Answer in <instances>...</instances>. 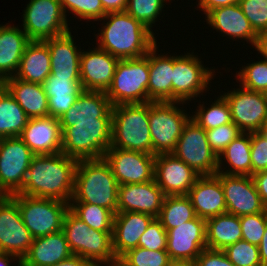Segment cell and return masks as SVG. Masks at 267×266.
Here are the masks:
<instances>
[{"label": "cell", "mask_w": 267, "mask_h": 266, "mask_svg": "<svg viewBox=\"0 0 267 266\" xmlns=\"http://www.w3.org/2000/svg\"><path fill=\"white\" fill-rule=\"evenodd\" d=\"M61 152L81 159H100L111 146L112 105L105 92L83 90L59 118Z\"/></svg>", "instance_id": "6da1fadb"}, {"label": "cell", "mask_w": 267, "mask_h": 266, "mask_svg": "<svg viewBox=\"0 0 267 266\" xmlns=\"http://www.w3.org/2000/svg\"><path fill=\"white\" fill-rule=\"evenodd\" d=\"M78 160L60 152L34 155L17 194L51 198L70 204Z\"/></svg>", "instance_id": "7a4b0ae2"}, {"label": "cell", "mask_w": 267, "mask_h": 266, "mask_svg": "<svg viewBox=\"0 0 267 266\" xmlns=\"http://www.w3.org/2000/svg\"><path fill=\"white\" fill-rule=\"evenodd\" d=\"M99 21L94 44L119 59L143 57L157 43V36L126 11L107 13Z\"/></svg>", "instance_id": "3957f363"}, {"label": "cell", "mask_w": 267, "mask_h": 266, "mask_svg": "<svg viewBox=\"0 0 267 266\" xmlns=\"http://www.w3.org/2000/svg\"><path fill=\"white\" fill-rule=\"evenodd\" d=\"M119 184L104 158L78 160L70 203H90L117 213Z\"/></svg>", "instance_id": "277c9868"}, {"label": "cell", "mask_w": 267, "mask_h": 266, "mask_svg": "<svg viewBox=\"0 0 267 266\" xmlns=\"http://www.w3.org/2000/svg\"><path fill=\"white\" fill-rule=\"evenodd\" d=\"M110 148L153 154L149 125V102L112 106Z\"/></svg>", "instance_id": "5b68a950"}, {"label": "cell", "mask_w": 267, "mask_h": 266, "mask_svg": "<svg viewBox=\"0 0 267 266\" xmlns=\"http://www.w3.org/2000/svg\"><path fill=\"white\" fill-rule=\"evenodd\" d=\"M63 232L74 255L91 261L95 266H117L112 249V232L90 228L70 209L63 219Z\"/></svg>", "instance_id": "8992f818"}, {"label": "cell", "mask_w": 267, "mask_h": 266, "mask_svg": "<svg viewBox=\"0 0 267 266\" xmlns=\"http://www.w3.org/2000/svg\"><path fill=\"white\" fill-rule=\"evenodd\" d=\"M148 53L140 58L120 59L109 89L105 92L111 105L148 102Z\"/></svg>", "instance_id": "52a82bcc"}, {"label": "cell", "mask_w": 267, "mask_h": 266, "mask_svg": "<svg viewBox=\"0 0 267 266\" xmlns=\"http://www.w3.org/2000/svg\"><path fill=\"white\" fill-rule=\"evenodd\" d=\"M183 102H149V125L153 155L172 153L184 126L191 119ZM179 105V106H178ZM182 106V107H181Z\"/></svg>", "instance_id": "ba28073f"}, {"label": "cell", "mask_w": 267, "mask_h": 266, "mask_svg": "<svg viewBox=\"0 0 267 266\" xmlns=\"http://www.w3.org/2000/svg\"><path fill=\"white\" fill-rule=\"evenodd\" d=\"M200 56L192 52L173 54L172 102L189 103L203 97L210 90V81L214 80V70L203 65ZM201 94V95H200Z\"/></svg>", "instance_id": "9c48e42d"}, {"label": "cell", "mask_w": 267, "mask_h": 266, "mask_svg": "<svg viewBox=\"0 0 267 266\" xmlns=\"http://www.w3.org/2000/svg\"><path fill=\"white\" fill-rule=\"evenodd\" d=\"M11 197L18 203L23 223L33 238L62 230L69 203L51 198H37L23 194Z\"/></svg>", "instance_id": "30bf717a"}, {"label": "cell", "mask_w": 267, "mask_h": 266, "mask_svg": "<svg viewBox=\"0 0 267 266\" xmlns=\"http://www.w3.org/2000/svg\"><path fill=\"white\" fill-rule=\"evenodd\" d=\"M22 17L21 28L31 41H44L71 31L59 0H30Z\"/></svg>", "instance_id": "8fae6325"}, {"label": "cell", "mask_w": 267, "mask_h": 266, "mask_svg": "<svg viewBox=\"0 0 267 266\" xmlns=\"http://www.w3.org/2000/svg\"><path fill=\"white\" fill-rule=\"evenodd\" d=\"M172 154L200 176L215 175L218 171V156L208 143L206 130L192 119L184 126Z\"/></svg>", "instance_id": "7c38bea8"}, {"label": "cell", "mask_w": 267, "mask_h": 266, "mask_svg": "<svg viewBox=\"0 0 267 266\" xmlns=\"http://www.w3.org/2000/svg\"><path fill=\"white\" fill-rule=\"evenodd\" d=\"M35 154L20 137L0 139V196L17 194Z\"/></svg>", "instance_id": "4fadbf2b"}, {"label": "cell", "mask_w": 267, "mask_h": 266, "mask_svg": "<svg viewBox=\"0 0 267 266\" xmlns=\"http://www.w3.org/2000/svg\"><path fill=\"white\" fill-rule=\"evenodd\" d=\"M227 100L232 122L243 132H258L267 123V93L232 88L222 93Z\"/></svg>", "instance_id": "5bb4252c"}, {"label": "cell", "mask_w": 267, "mask_h": 266, "mask_svg": "<svg viewBox=\"0 0 267 266\" xmlns=\"http://www.w3.org/2000/svg\"><path fill=\"white\" fill-rule=\"evenodd\" d=\"M103 158L119 185L154 180L155 155L120 148H109Z\"/></svg>", "instance_id": "9a60e30c"}, {"label": "cell", "mask_w": 267, "mask_h": 266, "mask_svg": "<svg viewBox=\"0 0 267 266\" xmlns=\"http://www.w3.org/2000/svg\"><path fill=\"white\" fill-rule=\"evenodd\" d=\"M33 237L23 223L18 203L11 196H0V252L20 260L29 251Z\"/></svg>", "instance_id": "2e32d148"}, {"label": "cell", "mask_w": 267, "mask_h": 266, "mask_svg": "<svg viewBox=\"0 0 267 266\" xmlns=\"http://www.w3.org/2000/svg\"><path fill=\"white\" fill-rule=\"evenodd\" d=\"M224 190L227 213L238 217L264 212L267 207L262 203L252 176L215 174Z\"/></svg>", "instance_id": "e0dca14e"}, {"label": "cell", "mask_w": 267, "mask_h": 266, "mask_svg": "<svg viewBox=\"0 0 267 266\" xmlns=\"http://www.w3.org/2000/svg\"><path fill=\"white\" fill-rule=\"evenodd\" d=\"M206 248V219L196 216L178 227L167 230L166 251L171 260L195 262Z\"/></svg>", "instance_id": "ac0fdd59"}, {"label": "cell", "mask_w": 267, "mask_h": 266, "mask_svg": "<svg viewBox=\"0 0 267 266\" xmlns=\"http://www.w3.org/2000/svg\"><path fill=\"white\" fill-rule=\"evenodd\" d=\"M199 177L172 153L155 155L154 180L165 196L187 195Z\"/></svg>", "instance_id": "d6986e66"}, {"label": "cell", "mask_w": 267, "mask_h": 266, "mask_svg": "<svg viewBox=\"0 0 267 266\" xmlns=\"http://www.w3.org/2000/svg\"><path fill=\"white\" fill-rule=\"evenodd\" d=\"M119 58L93 45L80 56V81L83 90L106 92L112 82Z\"/></svg>", "instance_id": "ffe728a7"}, {"label": "cell", "mask_w": 267, "mask_h": 266, "mask_svg": "<svg viewBox=\"0 0 267 266\" xmlns=\"http://www.w3.org/2000/svg\"><path fill=\"white\" fill-rule=\"evenodd\" d=\"M165 194L155 180L119 185L117 213L139 212L158 218Z\"/></svg>", "instance_id": "44dd1931"}, {"label": "cell", "mask_w": 267, "mask_h": 266, "mask_svg": "<svg viewBox=\"0 0 267 266\" xmlns=\"http://www.w3.org/2000/svg\"><path fill=\"white\" fill-rule=\"evenodd\" d=\"M204 22L209 27L219 32V35L227 36L230 40H244L255 47L258 34L254 31L249 20L245 17L239 4L214 8L205 16ZM221 32V33H220ZM238 39V40H237Z\"/></svg>", "instance_id": "7402d4cb"}, {"label": "cell", "mask_w": 267, "mask_h": 266, "mask_svg": "<svg viewBox=\"0 0 267 266\" xmlns=\"http://www.w3.org/2000/svg\"><path fill=\"white\" fill-rule=\"evenodd\" d=\"M19 137L35 155L61 152L62 131L59 119L54 117L29 119Z\"/></svg>", "instance_id": "603a6c76"}, {"label": "cell", "mask_w": 267, "mask_h": 266, "mask_svg": "<svg viewBox=\"0 0 267 266\" xmlns=\"http://www.w3.org/2000/svg\"><path fill=\"white\" fill-rule=\"evenodd\" d=\"M154 219L139 212L116 213L113 220L112 249L117 260L139 246V239Z\"/></svg>", "instance_id": "cb8c5ba5"}, {"label": "cell", "mask_w": 267, "mask_h": 266, "mask_svg": "<svg viewBox=\"0 0 267 266\" xmlns=\"http://www.w3.org/2000/svg\"><path fill=\"white\" fill-rule=\"evenodd\" d=\"M187 196L199 218L208 219L227 213L224 190L216 175L200 176Z\"/></svg>", "instance_id": "d4e9b609"}, {"label": "cell", "mask_w": 267, "mask_h": 266, "mask_svg": "<svg viewBox=\"0 0 267 266\" xmlns=\"http://www.w3.org/2000/svg\"><path fill=\"white\" fill-rule=\"evenodd\" d=\"M159 51L156 43L148 52V102H172L173 54Z\"/></svg>", "instance_id": "484cf974"}, {"label": "cell", "mask_w": 267, "mask_h": 266, "mask_svg": "<svg viewBox=\"0 0 267 266\" xmlns=\"http://www.w3.org/2000/svg\"><path fill=\"white\" fill-rule=\"evenodd\" d=\"M71 31L49 38L43 42L48 46L51 59V73L56 77H80V56L82 49L74 42Z\"/></svg>", "instance_id": "4316f807"}, {"label": "cell", "mask_w": 267, "mask_h": 266, "mask_svg": "<svg viewBox=\"0 0 267 266\" xmlns=\"http://www.w3.org/2000/svg\"><path fill=\"white\" fill-rule=\"evenodd\" d=\"M63 230L33 238L31 247L21 260V266H51L72 256Z\"/></svg>", "instance_id": "83f0119b"}, {"label": "cell", "mask_w": 267, "mask_h": 266, "mask_svg": "<svg viewBox=\"0 0 267 266\" xmlns=\"http://www.w3.org/2000/svg\"><path fill=\"white\" fill-rule=\"evenodd\" d=\"M30 42L22 28L10 22L0 24V84L15 76L23 52Z\"/></svg>", "instance_id": "f1b7e54d"}, {"label": "cell", "mask_w": 267, "mask_h": 266, "mask_svg": "<svg viewBox=\"0 0 267 266\" xmlns=\"http://www.w3.org/2000/svg\"><path fill=\"white\" fill-rule=\"evenodd\" d=\"M48 98L49 116L59 119L83 91L80 77H56L50 74L42 83Z\"/></svg>", "instance_id": "f546056e"}, {"label": "cell", "mask_w": 267, "mask_h": 266, "mask_svg": "<svg viewBox=\"0 0 267 266\" xmlns=\"http://www.w3.org/2000/svg\"><path fill=\"white\" fill-rule=\"evenodd\" d=\"M2 85L30 119L49 116L48 98L42 84L11 77L6 79Z\"/></svg>", "instance_id": "4dcf8cb0"}, {"label": "cell", "mask_w": 267, "mask_h": 266, "mask_svg": "<svg viewBox=\"0 0 267 266\" xmlns=\"http://www.w3.org/2000/svg\"><path fill=\"white\" fill-rule=\"evenodd\" d=\"M51 73L48 46L43 41H31L25 48L15 78L42 84Z\"/></svg>", "instance_id": "1f68e13d"}, {"label": "cell", "mask_w": 267, "mask_h": 266, "mask_svg": "<svg viewBox=\"0 0 267 266\" xmlns=\"http://www.w3.org/2000/svg\"><path fill=\"white\" fill-rule=\"evenodd\" d=\"M217 173L252 176L251 133H242L239 135L218 156Z\"/></svg>", "instance_id": "d6a6232c"}, {"label": "cell", "mask_w": 267, "mask_h": 266, "mask_svg": "<svg viewBox=\"0 0 267 266\" xmlns=\"http://www.w3.org/2000/svg\"><path fill=\"white\" fill-rule=\"evenodd\" d=\"M242 240L239 217L229 213L206 219V243L212 250H224Z\"/></svg>", "instance_id": "836d02e7"}, {"label": "cell", "mask_w": 267, "mask_h": 266, "mask_svg": "<svg viewBox=\"0 0 267 266\" xmlns=\"http://www.w3.org/2000/svg\"><path fill=\"white\" fill-rule=\"evenodd\" d=\"M29 119L15 98L0 84V139L19 137Z\"/></svg>", "instance_id": "e575fe53"}, {"label": "cell", "mask_w": 267, "mask_h": 266, "mask_svg": "<svg viewBox=\"0 0 267 266\" xmlns=\"http://www.w3.org/2000/svg\"><path fill=\"white\" fill-rule=\"evenodd\" d=\"M196 217L187 195L165 196L158 219L165 230L180 226Z\"/></svg>", "instance_id": "d590c367"}, {"label": "cell", "mask_w": 267, "mask_h": 266, "mask_svg": "<svg viewBox=\"0 0 267 266\" xmlns=\"http://www.w3.org/2000/svg\"><path fill=\"white\" fill-rule=\"evenodd\" d=\"M196 102H198V106L196 104V110L193 111L194 113L191 112L193 114L191 119L204 130L232 123L230 106L222 94L216 97L208 107L204 105V101L202 104L201 101L196 100Z\"/></svg>", "instance_id": "8d00e7d4"}, {"label": "cell", "mask_w": 267, "mask_h": 266, "mask_svg": "<svg viewBox=\"0 0 267 266\" xmlns=\"http://www.w3.org/2000/svg\"><path fill=\"white\" fill-rule=\"evenodd\" d=\"M69 209L90 228L113 232L115 214L111 210L90 203H70Z\"/></svg>", "instance_id": "74e56055"}, {"label": "cell", "mask_w": 267, "mask_h": 266, "mask_svg": "<svg viewBox=\"0 0 267 266\" xmlns=\"http://www.w3.org/2000/svg\"><path fill=\"white\" fill-rule=\"evenodd\" d=\"M170 2L172 0H128L125 11L156 36L152 28Z\"/></svg>", "instance_id": "f35d334b"}, {"label": "cell", "mask_w": 267, "mask_h": 266, "mask_svg": "<svg viewBox=\"0 0 267 266\" xmlns=\"http://www.w3.org/2000/svg\"><path fill=\"white\" fill-rule=\"evenodd\" d=\"M259 60H250L252 63L242 65V69L236 72L235 79L246 89L267 93V60Z\"/></svg>", "instance_id": "ab89813d"}, {"label": "cell", "mask_w": 267, "mask_h": 266, "mask_svg": "<svg viewBox=\"0 0 267 266\" xmlns=\"http://www.w3.org/2000/svg\"><path fill=\"white\" fill-rule=\"evenodd\" d=\"M170 261L166 250L153 251L138 246L123 254L117 266H168Z\"/></svg>", "instance_id": "60d3db41"}, {"label": "cell", "mask_w": 267, "mask_h": 266, "mask_svg": "<svg viewBox=\"0 0 267 266\" xmlns=\"http://www.w3.org/2000/svg\"><path fill=\"white\" fill-rule=\"evenodd\" d=\"M59 2L66 18L69 13H72L74 18H80V21L84 19L87 20L86 22L91 20L95 22L107 14L100 0H59Z\"/></svg>", "instance_id": "b9f144b4"}, {"label": "cell", "mask_w": 267, "mask_h": 266, "mask_svg": "<svg viewBox=\"0 0 267 266\" xmlns=\"http://www.w3.org/2000/svg\"><path fill=\"white\" fill-rule=\"evenodd\" d=\"M226 257L235 266H261L259 248L245 240L236 243L222 250Z\"/></svg>", "instance_id": "7bdbcfd3"}, {"label": "cell", "mask_w": 267, "mask_h": 266, "mask_svg": "<svg viewBox=\"0 0 267 266\" xmlns=\"http://www.w3.org/2000/svg\"><path fill=\"white\" fill-rule=\"evenodd\" d=\"M239 220L242 240L258 246L267 226V209L257 214L241 216Z\"/></svg>", "instance_id": "ee69618b"}, {"label": "cell", "mask_w": 267, "mask_h": 266, "mask_svg": "<svg viewBox=\"0 0 267 266\" xmlns=\"http://www.w3.org/2000/svg\"><path fill=\"white\" fill-rule=\"evenodd\" d=\"M239 6L258 35L267 31V0H240Z\"/></svg>", "instance_id": "f6af8a7d"}, {"label": "cell", "mask_w": 267, "mask_h": 266, "mask_svg": "<svg viewBox=\"0 0 267 266\" xmlns=\"http://www.w3.org/2000/svg\"><path fill=\"white\" fill-rule=\"evenodd\" d=\"M243 132L232 122L206 130V137L213 152L219 156Z\"/></svg>", "instance_id": "bcb514c9"}, {"label": "cell", "mask_w": 267, "mask_h": 266, "mask_svg": "<svg viewBox=\"0 0 267 266\" xmlns=\"http://www.w3.org/2000/svg\"><path fill=\"white\" fill-rule=\"evenodd\" d=\"M139 247L159 251L167 248V231L158 218H154L139 239Z\"/></svg>", "instance_id": "7dc6e473"}, {"label": "cell", "mask_w": 267, "mask_h": 266, "mask_svg": "<svg viewBox=\"0 0 267 266\" xmlns=\"http://www.w3.org/2000/svg\"><path fill=\"white\" fill-rule=\"evenodd\" d=\"M252 175L267 170V139L258 131L251 133Z\"/></svg>", "instance_id": "c3c4849f"}, {"label": "cell", "mask_w": 267, "mask_h": 266, "mask_svg": "<svg viewBox=\"0 0 267 266\" xmlns=\"http://www.w3.org/2000/svg\"><path fill=\"white\" fill-rule=\"evenodd\" d=\"M195 266H235L222 250L204 249L195 260Z\"/></svg>", "instance_id": "681fc988"}, {"label": "cell", "mask_w": 267, "mask_h": 266, "mask_svg": "<svg viewBox=\"0 0 267 266\" xmlns=\"http://www.w3.org/2000/svg\"><path fill=\"white\" fill-rule=\"evenodd\" d=\"M252 178L262 203L267 207V170L253 174Z\"/></svg>", "instance_id": "f907efd6"}, {"label": "cell", "mask_w": 267, "mask_h": 266, "mask_svg": "<svg viewBox=\"0 0 267 266\" xmlns=\"http://www.w3.org/2000/svg\"><path fill=\"white\" fill-rule=\"evenodd\" d=\"M198 4L196 7L201 9L206 15L209 11L217 7L229 6L234 4H239L240 0H197Z\"/></svg>", "instance_id": "816d5d0a"}, {"label": "cell", "mask_w": 267, "mask_h": 266, "mask_svg": "<svg viewBox=\"0 0 267 266\" xmlns=\"http://www.w3.org/2000/svg\"><path fill=\"white\" fill-rule=\"evenodd\" d=\"M106 13L123 12L126 10L128 0H100Z\"/></svg>", "instance_id": "f5cc1de1"}, {"label": "cell", "mask_w": 267, "mask_h": 266, "mask_svg": "<svg viewBox=\"0 0 267 266\" xmlns=\"http://www.w3.org/2000/svg\"><path fill=\"white\" fill-rule=\"evenodd\" d=\"M51 266H95L91 261L80 257L78 255H72L69 258L62 260Z\"/></svg>", "instance_id": "db71d44e"}, {"label": "cell", "mask_w": 267, "mask_h": 266, "mask_svg": "<svg viewBox=\"0 0 267 266\" xmlns=\"http://www.w3.org/2000/svg\"><path fill=\"white\" fill-rule=\"evenodd\" d=\"M254 48L256 51H258V54H260L261 58L267 60V31L258 35Z\"/></svg>", "instance_id": "11a10c76"}, {"label": "cell", "mask_w": 267, "mask_h": 266, "mask_svg": "<svg viewBox=\"0 0 267 266\" xmlns=\"http://www.w3.org/2000/svg\"><path fill=\"white\" fill-rule=\"evenodd\" d=\"M262 265L267 266V226L260 244L258 245Z\"/></svg>", "instance_id": "9f6ffc18"}, {"label": "cell", "mask_w": 267, "mask_h": 266, "mask_svg": "<svg viewBox=\"0 0 267 266\" xmlns=\"http://www.w3.org/2000/svg\"><path fill=\"white\" fill-rule=\"evenodd\" d=\"M15 261L18 264L15 263ZM13 262H14V265L17 264V266H21V260L17 256L12 255V254H8V253L0 252V266H11V265H13L12 264Z\"/></svg>", "instance_id": "6f0895ef"}, {"label": "cell", "mask_w": 267, "mask_h": 266, "mask_svg": "<svg viewBox=\"0 0 267 266\" xmlns=\"http://www.w3.org/2000/svg\"><path fill=\"white\" fill-rule=\"evenodd\" d=\"M168 266H195V262L187 260H171Z\"/></svg>", "instance_id": "680465c9"}, {"label": "cell", "mask_w": 267, "mask_h": 266, "mask_svg": "<svg viewBox=\"0 0 267 266\" xmlns=\"http://www.w3.org/2000/svg\"><path fill=\"white\" fill-rule=\"evenodd\" d=\"M267 139V123L259 131Z\"/></svg>", "instance_id": "91938a15"}]
</instances>
